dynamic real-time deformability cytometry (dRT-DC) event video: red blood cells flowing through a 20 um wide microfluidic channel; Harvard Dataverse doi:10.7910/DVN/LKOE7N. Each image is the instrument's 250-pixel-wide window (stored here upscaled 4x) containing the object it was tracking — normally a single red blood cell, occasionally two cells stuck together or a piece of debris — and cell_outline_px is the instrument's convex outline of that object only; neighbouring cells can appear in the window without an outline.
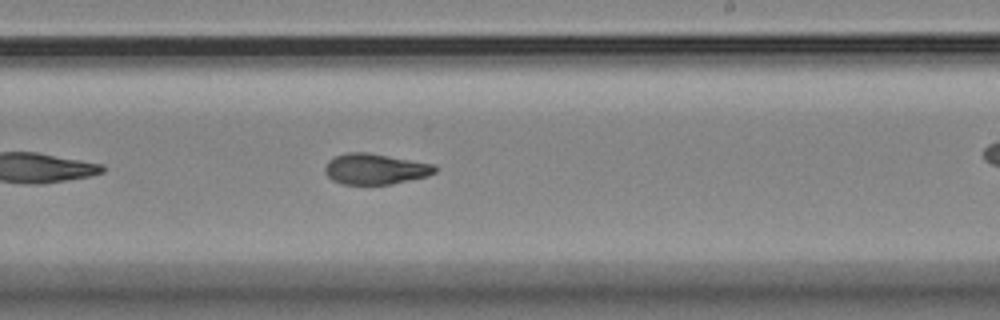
{"species": "Egyptian fruit bat (a non-hibernating species)", "species_latin": "Rousettus aegyptiacus", "temperature_condition": "room temperature", "stored_images_in_passage": 34, "camera_frame_rate_fps": 3000, "um_per_image_px": 0.085, "animal": {"sex": "female"}, "frame": {"image": 1, "passage_image": 21, "time_ms": 6.667, "image_size_px": [1000, 320], "cell_outline_px": [[436, 172], [428, 176], [392, 184], [340, 184], [332, 180], [324, 172], [324, 168], [328, 160], [336, 156], [348, 152], [368, 152], [432, 164], [436, 168]], "centroid_in_image_um": [31.86, 14.37], "position_along_channel_um": 257.1, "area_um2": 19.65}}
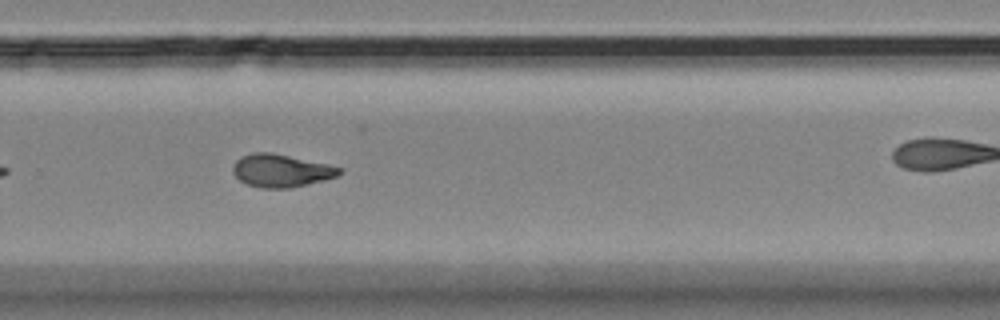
{"frame": {"image": 2, "passage_image": 25, "time_ms": 8.0, "image_size_px": [1000, 320], "cell_outline_px": [[344, 172], [336, 176], [324, 180], [292, 188], [260, 188], [248, 184], [240, 180], [232, 172], [232, 168], [236, 160], [240, 156], [252, 152], [272, 152], [328, 164], [344, 168]], "centroid_in_image_um": [23.9, 14.49], "position_along_channel_um": 305.9, "area_um2": 20.58}}